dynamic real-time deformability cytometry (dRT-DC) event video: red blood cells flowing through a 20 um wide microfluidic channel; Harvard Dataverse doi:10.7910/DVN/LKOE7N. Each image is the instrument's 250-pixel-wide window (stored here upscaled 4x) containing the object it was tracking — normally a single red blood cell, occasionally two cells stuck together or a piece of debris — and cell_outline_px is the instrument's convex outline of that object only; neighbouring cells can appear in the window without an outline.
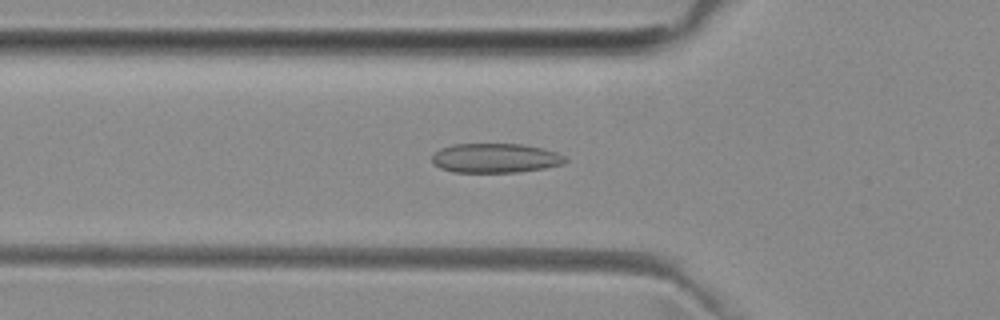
{"species": "common noctule bat (a hibernating species)", "species_latin": "Nyctalus noctula", "temperature_condition": "room temperature", "stored_images_in_passage": 50, "camera_frame_rate_fps": 3000, "um_per_image_px": 0.085, "animal": {"sex": "female", "body_mass_g": 29.2, "forearm_length_mm": 56.3}, "frame": {"image": 1, "passage_image": 16, "time_ms": 5.0, "image_size_px": [1000, 320], "cell_outline_px": [[568, 160], [564, 164], [544, 168], [516, 172], [452, 172], [440, 168], [432, 164], [432, 156], [440, 148], [452, 144], [524, 144], [544, 148], [556, 152], [564, 156]], "centroid_in_image_um": [42.1, 13.43], "position_along_channel_um": 83.7, "area_um2": 23.0}}
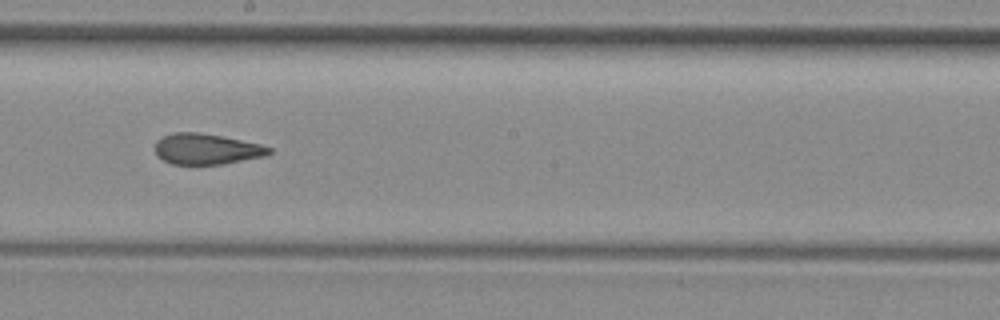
{"frame": {"image": 2, "passage_image": 27, "time_ms": 8.667, "image_size_px": [1000, 320], "cell_outline_px": [[272, 152], [268, 156], [224, 164], [172, 164], [164, 160], [156, 152], [156, 140], [164, 136], [176, 132], [196, 132], [220, 136], [260, 144], [272, 148]], "centroid_in_image_um": [17.61, 12.68], "position_along_channel_um": 230.6, "area_um2": 20.29}}
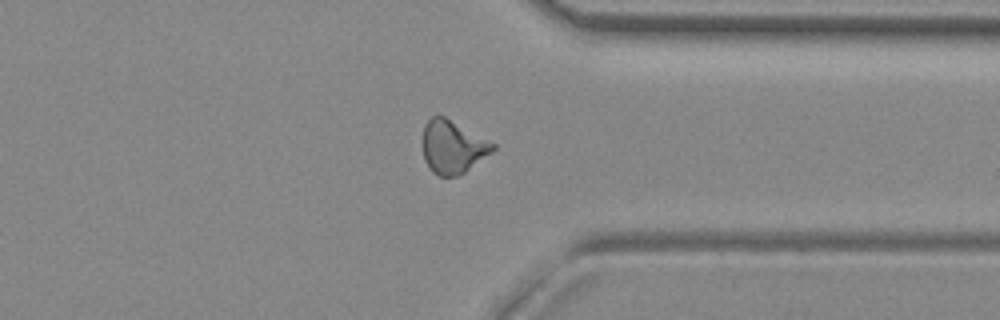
{"frame": {"image": 3, "passage_image": 38, "time_ms": 12.333, "image_size_px": [1000, 320], "cell_outline_px": [[496, 148], [492, 152], [464, 172], [456, 176], [440, 176], [432, 172], [424, 160], [424, 124], [432, 116], [444, 116], [496, 144]], "centroid_in_image_um": [38.48, 12.49], "position_along_channel_um": 372.9, "area_um2": 21.33}, "authors_computed_cell_mechanics": {"area_um2": 21.4727, "velocity_mm_per_s": 3.9902, "shape_relaxation_time_tau1_ms": null, "shape_relaxation_time_tau2_ms": 2.4423, "deformation_change_tau1": null, "deformation_change_tau2": 0.0974}}